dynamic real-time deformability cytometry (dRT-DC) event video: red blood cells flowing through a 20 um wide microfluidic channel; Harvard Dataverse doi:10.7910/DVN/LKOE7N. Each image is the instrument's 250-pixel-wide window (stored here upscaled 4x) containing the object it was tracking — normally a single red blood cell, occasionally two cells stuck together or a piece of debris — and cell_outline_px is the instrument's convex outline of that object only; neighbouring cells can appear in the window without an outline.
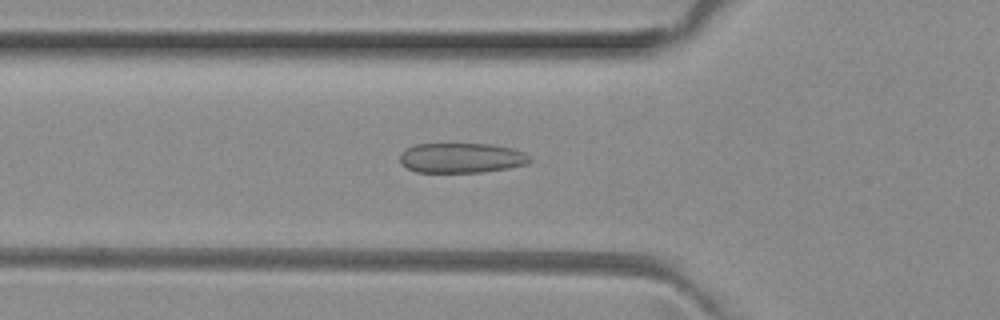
{"species": "common noctule bat (a hibernating species)", "species_latin": "Nyctalus noctula", "temperature_condition": "room temperature", "stored_images_in_passage": 41, "camera_frame_rate_fps": 3000, "um_per_image_px": 0.085, "animal": {"sex": "female", "body_mass_g": 29.2, "forearm_length_mm": 56.3}, "frame": {"image": 1, "passage_image": 13, "time_ms": 4.0, "image_size_px": [1000, 320], "cell_outline_px": [[532, 160], [528, 164], [508, 168], [480, 172], [416, 172], [400, 164], [400, 152], [416, 144], [492, 144], [512, 148], [524, 152]], "centroid_in_image_um": [39.22, 13.42], "position_along_channel_um": 86.6, "area_um2": 22.72}}
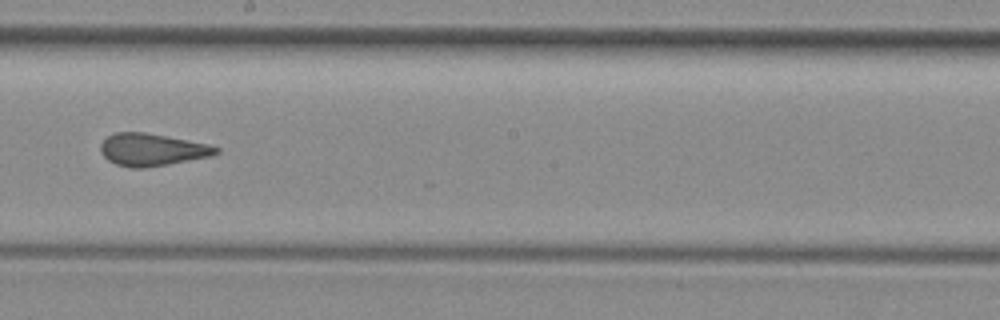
{"frame": {"image": 2, "passage_image": 24, "time_ms": 7.667, "image_size_px": [1000, 320], "cell_outline_px": [[220, 152], [212, 156], [168, 164], [144, 168], [128, 168], [116, 164], [108, 160], [100, 152], [100, 144], [108, 136], [116, 132], [144, 132], [208, 144], [220, 148]], "centroid_in_image_um": [12.91, 12.73], "position_along_channel_um": 235.3, "area_um2": 21.73}}
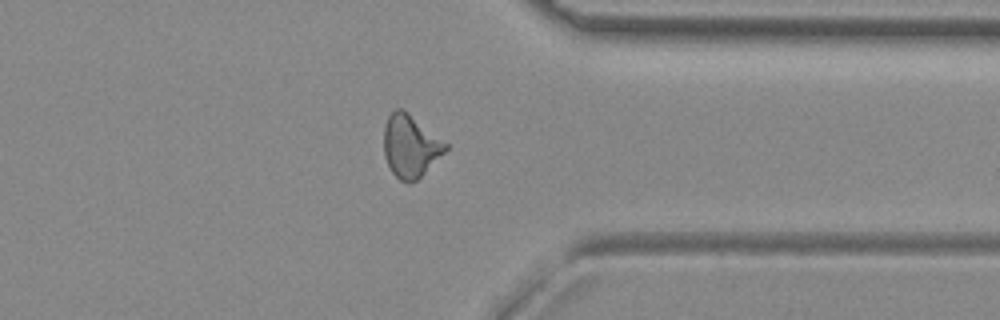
{"frame": {"image": 3, "passage_image": 35, "time_ms": 11.333, "image_size_px": [1000, 320], "cell_outline_px": [[448, 148], [416, 180], [408, 184], [400, 180], [392, 172], [384, 156], [384, 128], [388, 116], [396, 108], [400, 108], [408, 112], [448, 144]], "centroid_in_image_um": [34.86, 12.41], "position_along_channel_um": 376.5, "area_um2": 22.14}}